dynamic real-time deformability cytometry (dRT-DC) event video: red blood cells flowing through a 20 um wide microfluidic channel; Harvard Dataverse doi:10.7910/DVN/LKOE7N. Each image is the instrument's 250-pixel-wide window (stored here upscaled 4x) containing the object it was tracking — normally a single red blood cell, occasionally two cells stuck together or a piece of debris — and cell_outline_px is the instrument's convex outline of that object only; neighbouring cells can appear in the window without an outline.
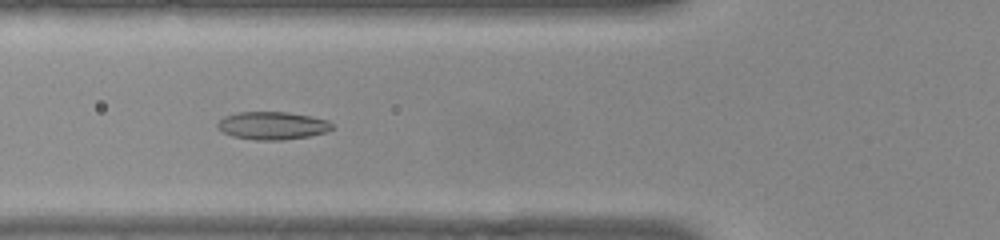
{"species": "common noctule bat (a hibernating species)", "species_latin": "Nyctalus noctula", "temperature_condition": "warm", "stored_images_in_passage": 49, "camera_frame_rate_fps": 3000, "um_per_image_px": 0.085, "animal": {"sex": "female", "body_mass_g": 22.0, "forearm_length_mm": 56.7}, "frame": {"image": 1, "passage_image": 14, "time_ms": 4.333, "image_size_px": [1000, 240], "cell_outline_px": [[332, 128], [328, 132], [308, 136], [284, 140], [256, 140], [232, 136], [216, 128], [216, 124], [224, 116], [236, 112], [288, 112], [328, 120], [332, 124]], "centroid_in_image_um": [23.13, 10.68], "position_along_channel_um": 102.7, "area_um2": 18.61}}
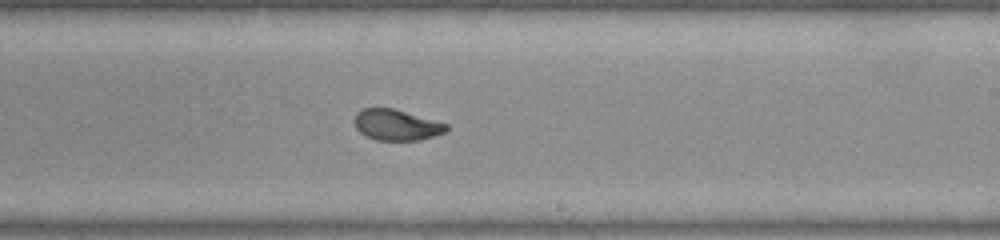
{"frame": {"image": 2, "passage_image": 26, "time_ms": 8.333, "image_size_px": [1000, 240], "cell_outline_px": [[448, 128], [444, 132], [420, 140], [376, 140], [364, 136], [356, 128], [352, 120], [356, 112], [364, 108], [392, 108], [448, 124]], "centroid_in_image_um": [33.63, 10.62], "position_along_channel_um": 255.4, "area_um2": 16.53}}
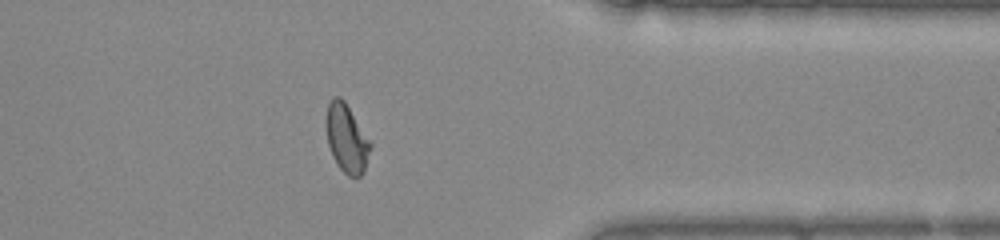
{"frame": {"image": 3, "passage_image": 37, "time_ms": 12.0, "image_size_px": [1000, 240], "cell_outline_px": [[372, 144], [364, 172], [360, 176], [348, 176], [336, 164], [332, 156], [328, 144], [324, 120], [328, 104], [336, 96], [340, 96], [344, 100]], "centroid_in_image_um": [29.44, 11.77], "position_along_channel_um": 382.0, "area_um2": 17.63}, "authors_computed_cell_mechanics": {"area_um2": 17.8602, "velocity_mm_per_s": 3.8269, "shape_relaxation_time_tau1_ms": 8.0732, "shape_relaxation_time_tau2_ms": 1.0435, "deformation_change_tau1": 0.2304, "deformation_change_tau2": 0.0598}}